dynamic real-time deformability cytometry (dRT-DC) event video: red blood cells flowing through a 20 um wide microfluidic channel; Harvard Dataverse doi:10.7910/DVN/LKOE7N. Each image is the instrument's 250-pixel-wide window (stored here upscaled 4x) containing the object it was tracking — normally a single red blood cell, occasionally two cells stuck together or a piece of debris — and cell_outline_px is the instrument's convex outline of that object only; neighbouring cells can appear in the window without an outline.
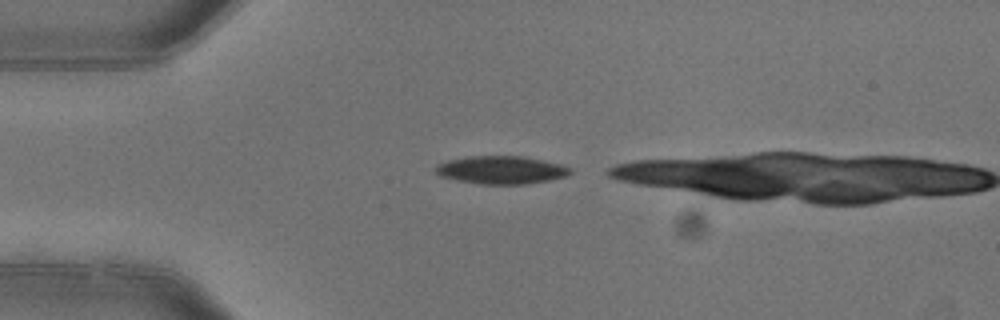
{"species": "common noctule bat (a hibernating species)", "species_latin": "Nyctalus noctula", "temperature_condition": "warm", "stored_images_in_passage": 4, "segment_of_instrument_passage": [2, 2], "camera_frame_rate_fps": 3000, "um_per_image_px": 0.085, "animal": {"sex": "female"}, "frame": {"image": 1, "passage_image": 4, "time_ms": 1.0, "image_size_px": [1000, 320], "cell_outline_px": [[572, 172], [564, 176], [548, 180], [524, 184], [480, 184], [440, 176], [436, 172], [436, 164], [448, 160], [468, 156], [524, 156], [544, 160], [560, 164], [572, 168]], "centroid_in_image_um": [42.61, 14.43], "position_along_channel_um": 42.4, "area_um2": 21.79}}